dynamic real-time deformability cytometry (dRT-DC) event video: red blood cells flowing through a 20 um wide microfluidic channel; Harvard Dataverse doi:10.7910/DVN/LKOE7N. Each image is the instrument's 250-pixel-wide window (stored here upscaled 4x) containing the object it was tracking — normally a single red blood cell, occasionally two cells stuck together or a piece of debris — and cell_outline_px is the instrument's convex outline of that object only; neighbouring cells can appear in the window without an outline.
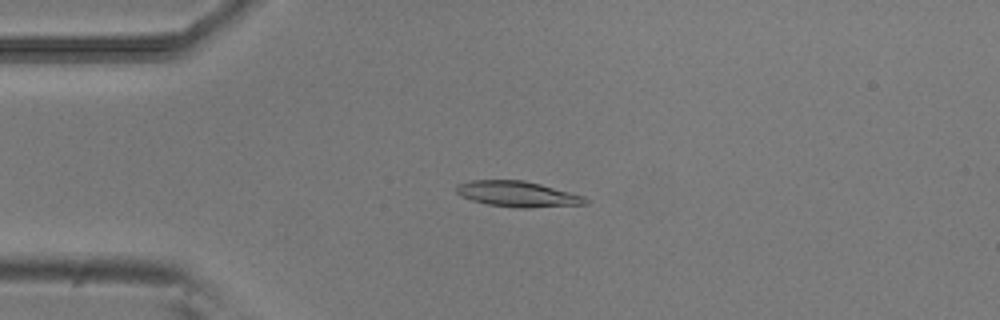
{"species": "common noctule bat (a hibernating species)", "species_latin": "Nyctalus noctula", "temperature_condition": "room temperature", "stored_images_in_passage": 51, "camera_frame_rate_fps": 3000, "um_per_image_px": 0.085, "animal": {"sex": "male", "body_mass_g": 20.5, "forearm_length_mm": 52.5}, "frame": {"image": 1, "passage_image": 11, "time_ms": 3.333, "image_size_px": [1000, 320], "cell_outline_px": [[588, 204], [528, 208], [516, 208], [488, 204], [472, 200], [460, 196], [456, 192], [456, 184], [472, 180], [524, 180], [540, 184], [584, 196], [588, 200]], "centroid_in_image_um": [43.98, 16.49], "position_along_channel_um": 41.0, "area_um2": 19.31}}
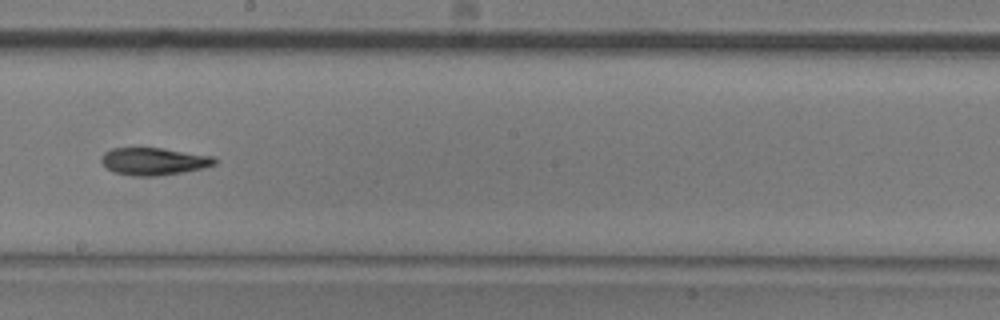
{"frame": {"image": 2, "passage_image": 28, "time_ms": 9.0, "image_size_px": [1000, 320], "cell_outline_px": [[220, 160], [216, 164], [204, 168], [156, 176], [132, 176], [112, 172], [100, 160], [100, 156], [104, 152], [112, 148], [160, 148], [212, 156]], "centroid_in_image_um": [13.06, 13.72], "position_along_channel_um": 235.1, "area_um2": 18.09}}
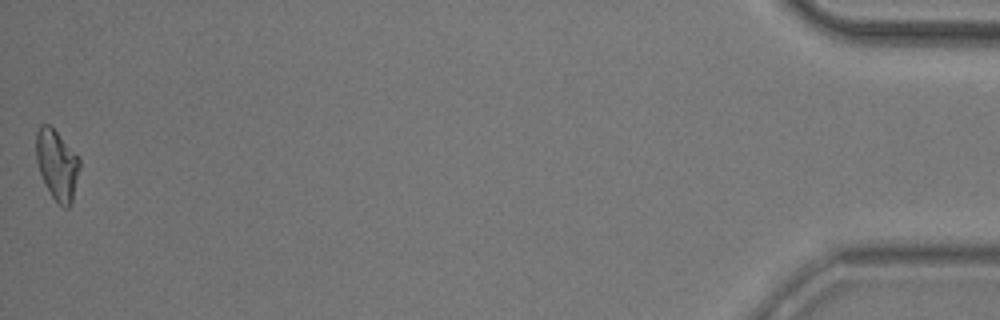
{"frame": {"image": 3, "passage_image": 51, "time_ms": 16.667, "image_size_px": [1000, 320], "cell_outline_px": [[80, 168], [72, 200], [68, 208], [64, 208], [52, 196], [40, 172], [36, 160], [36, 132], [40, 124], [48, 124], [80, 156]], "centroid_in_image_um": [4.86, 13.97], "position_along_channel_um": 430.3, "area_um2": 17.57}, "authors_computed_cell_mechanics": {"area_um2": 18.3226, "velocity_mm_per_s": 3.8314, "shape_relaxation_time_tau1_ms": 5.3658, "shape_relaxation_time_tau2_ms": 5.6349, "deformation_change_tau1": 0.162, "deformation_change_tau2": 0.1223}}